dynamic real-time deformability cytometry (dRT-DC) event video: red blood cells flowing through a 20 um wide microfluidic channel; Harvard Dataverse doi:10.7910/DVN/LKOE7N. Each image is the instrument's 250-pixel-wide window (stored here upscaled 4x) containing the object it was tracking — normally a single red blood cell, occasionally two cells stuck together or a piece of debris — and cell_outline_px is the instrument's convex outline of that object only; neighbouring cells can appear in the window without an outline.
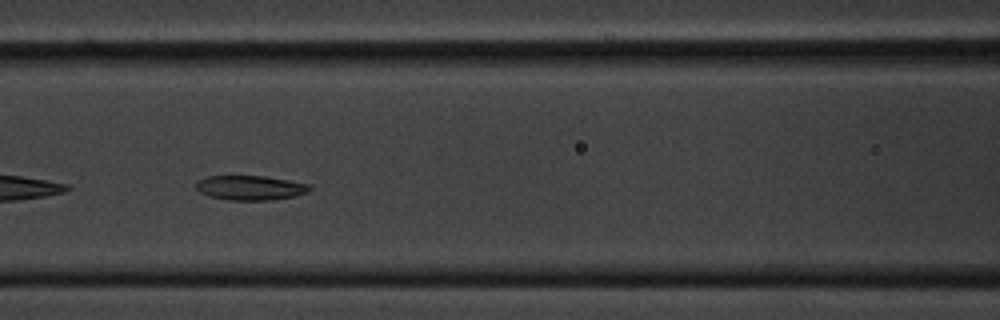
{"species": "common noctule bat (a hibernating species)", "species_latin": "Nyctalus noctula", "temperature_condition": "cold", "stored_images_in_passage": 28, "camera_frame_rate_fps": 3000, "um_per_image_px": 0.085, "animal": {"sex": "male", "body_mass_g": 20.1, "forearm_length_mm": 53.5}, "frame": {"image": 1, "passage_image": 8, "time_ms": 2.333, "image_size_px": [1000, 320], "cell_outline_px": [[312, 188], [308, 192], [296, 196], [272, 200], [228, 200], [208, 196], [200, 192], [196, 188], [196, 180], [208, 176], [264, 176], [288, 180], [308, 184]], "centroid_in_image_um": [21.26, 15.96], "position_along_channel_um": 145.3, "area_um2": 16.36}}
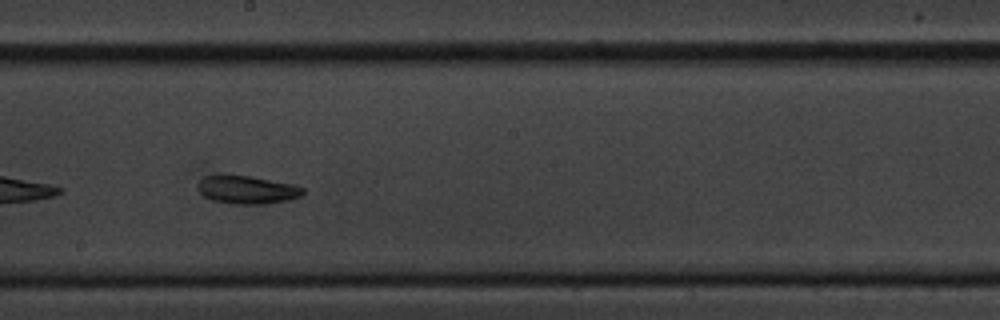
{"frame": {"image": 2, "passage_image": 15, "time_ms": 4.667, "image_size_px": [1000, 320], "cell_outline_px": [[304, 192], [300, 196], [288, 200], [264, 204], [232, 204], [212, 200], [204, 196], [200, 192], [196, 184], [204, 176], [216, 172], [224, 172], [252, 176], [292, 184], [304, 188]], "centroid_in_image_um": [20.91, 16.08], "position_along_channel_um": 227.3, "area_um2": 17.86}}
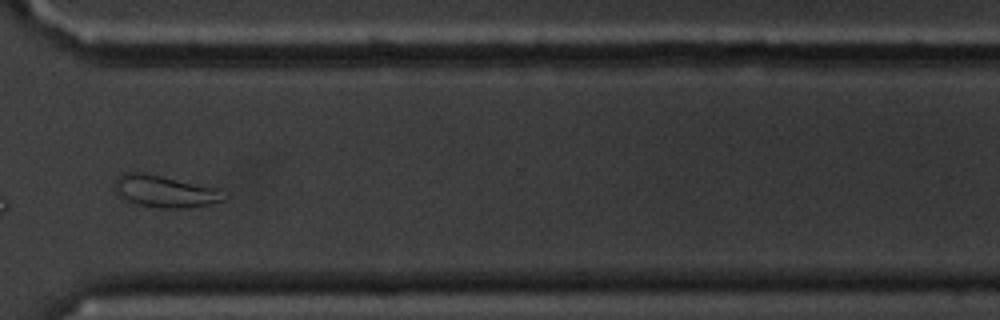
{"frame": {"image": 3, "passage_image": 26, "time_ms": 8.333, "image_size_px": [1000, 320], "cell_outline_px": [[228, 196], [224, 200], [208, 204], [188, 208], [160, 208], [140, 204], [116, 196], [116, 180], [124, 172], [144, 172], [220, 188]], "centroid_in_image_um": [14.07, 16.26], "position_along_channel_um": 356.5, "area_um2": 20.4}, "authors_computed_cell_mechanics": {"area_um2": 16.5597, "velocity_mm_per_s": 3.5178, "shape_relaxation_time_tau1_ms": 8.7616, "shape_relaxation_time_tau2_ms": null, "deformation_change_tau1": 0.1509, "deformation_change_tau2": null}}